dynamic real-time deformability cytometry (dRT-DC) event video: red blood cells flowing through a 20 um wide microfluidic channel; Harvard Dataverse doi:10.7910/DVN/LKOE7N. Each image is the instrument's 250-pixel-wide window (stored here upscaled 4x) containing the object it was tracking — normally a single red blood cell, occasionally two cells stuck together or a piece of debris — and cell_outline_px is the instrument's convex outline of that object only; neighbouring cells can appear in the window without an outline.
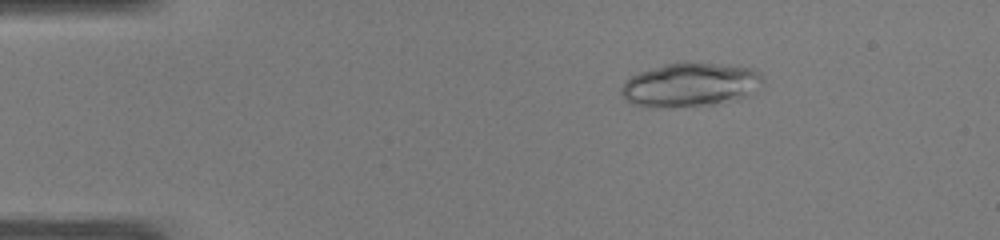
{"species": "common noctule bat (a hibernating species)", "species_latin": "Nyctalus noctula", "temperature_condition": "warm", "stored_images_in_passage": 49, "camera_frame_rate_fps": 3000, "um_per_image_px": 0.085, "animal": {"sex": "male", "body_mass_g": 19.0, "forearm_length_mm": 50.8}, "frame": {"image": 1, "passage_image": 8, "time_ms": 2.333, "image_size_px": [1000, 240], "cell_outline_px": [[764, 80], [744, 96], [736, 100], [712, 104], [648, 108], [644, 108], [632, 104], [624, 100], [620, 92], [620, 88], [624, 80], [640, 72], [668, 64], [688, 60], [752, 68], [760, 72]], "centroid_in_image_um": [58.59, 7.2], "position_along_channel_um": 26.4, "area_um2": 36.3}}
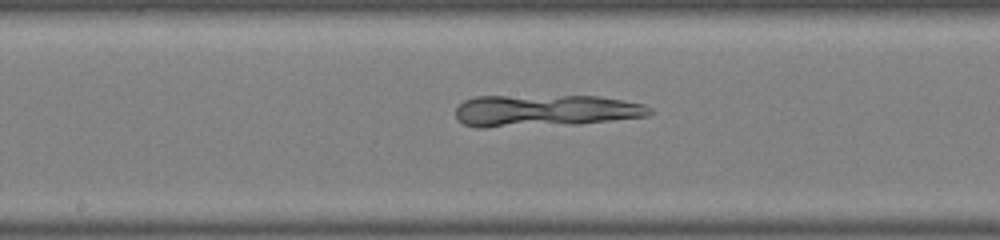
{"frame": {"image": 2, "passage_image": 26, "time_ms": 8.333, "image_size_px": [1000, 240], "cell_outline_px": [[656, 112], [648, 116], [580, 124], [480, 128], [476, 128], [464, 124], [456, 116], [456, 108], [464, 100], [476, 96], [596, 96], [644, 104], [652, 108]], "centroid_in_image_um": [46.36, 9.41], "position_along_channel_um": 201.8, "area_um2": 36.41}}
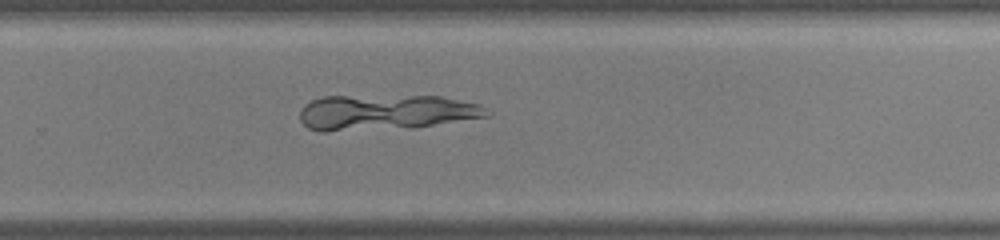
{"frame": {"image": 3, "passage_image": 33, "time_ms": 10.667, "image_size_px": [1000, 240], "cell_outline_px": [[492, 112], [488, 116], [416, 128], [324, 132], [320, 132], [308, 128], [300, 120], [300, 108], [304, 104], [312, 100], [324, 96], [440, 96], [480, 104]], "centroid_in_image_um": [32.77, 9.56], "position_along_channel_um": 297.0, "area_um2": 39.25}}